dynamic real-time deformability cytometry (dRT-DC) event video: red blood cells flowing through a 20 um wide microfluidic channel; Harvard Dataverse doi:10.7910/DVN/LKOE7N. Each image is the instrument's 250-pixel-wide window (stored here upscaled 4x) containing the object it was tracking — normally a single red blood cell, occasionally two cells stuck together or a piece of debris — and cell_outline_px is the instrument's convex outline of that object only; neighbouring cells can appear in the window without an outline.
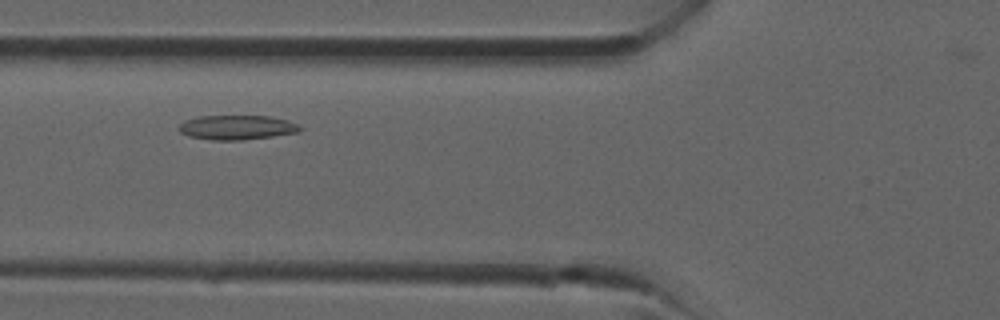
{"species": "common noctule bat (a hibernating species)", "species_latin": "Nyctalus noctula", "temperature_condition": "room temperature", "stored_images_in_passage": 27, "camera_frame_rate_fps": 3000, "um_per_image_px": 0.085, "animal": {"sex": "male", "forearm_length_mm": 52.5}, "frame": {"image": 1, "passage_image": 7, "time_ms": 2.0, "image_size_px": [1000, 320], "cell_outline_px": [[300, 132], [244, 140], [212, 140], [188, 136], [180, 132], [180, 124], [184, 120], [200, 116], [272, 116], [288, 120], [296, 124], [300, 128]], "centroid_in_image_um": [20.13, 10.83], "position_along_channel_um": 105.7, "area_um2": 17.22}}
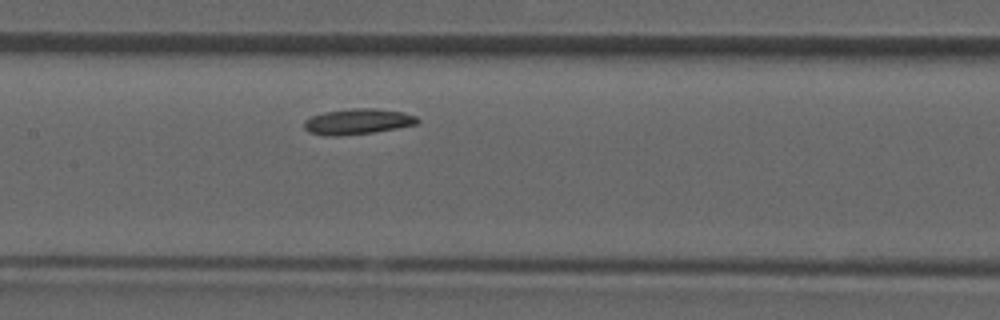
{"frame": {"image": 2, "passage_image": 11, "time_ms": 3.333, "image_size_px": [1000, 320], "cell_outline_px": [[420, 124], [372, 132], [340, 136], [328, 136], [308, 132], [304, 128], [304, 120], [312, 116], [324, 112], [348, 108], [376, 108], [404, 112], [416, 116], [420, 120]], "centroid_in_image_um": [30.42, 10.32], "position_along_channel_um": 177.0, "area_um2": 17.11}}
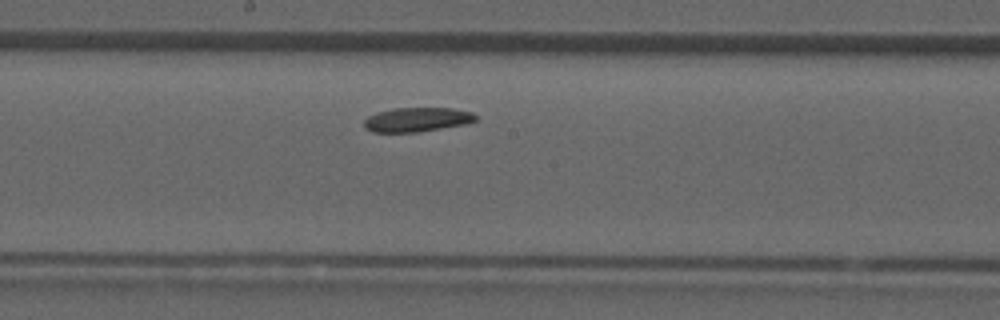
{"frame": {"image": 3, "passage_image": 13, "time_ms": 4.0, "image_size_px": [1000, 320], "cell_outline_px": [[476, 120], [468, 124], [416, 132], [372, 132], [364, 128], [364, 120], [368, 116], [376, 112], [392, 108], [452, 108], [472, 112], [476, 116]], "centroid_in_image_um": [35.43, 10.16], "position_along_channel_um": 212.8, "area_um2": 15.9}}